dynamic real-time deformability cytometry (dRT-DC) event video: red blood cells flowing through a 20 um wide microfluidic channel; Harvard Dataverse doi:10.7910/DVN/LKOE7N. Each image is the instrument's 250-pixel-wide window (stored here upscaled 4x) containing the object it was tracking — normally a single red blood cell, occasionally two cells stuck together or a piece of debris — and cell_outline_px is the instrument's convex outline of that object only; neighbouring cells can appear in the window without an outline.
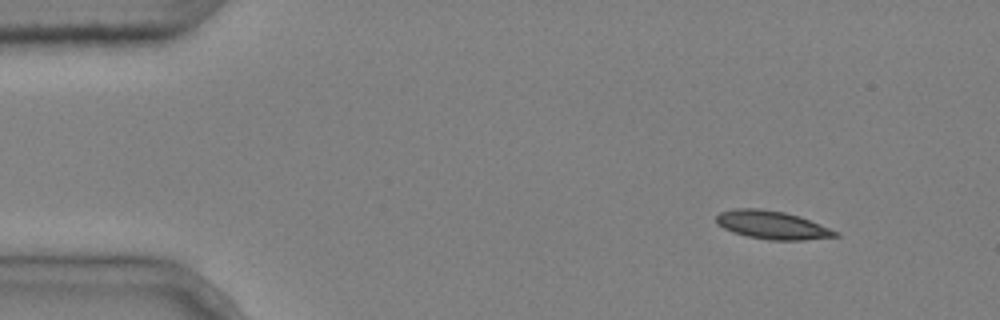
{"species": "common noctule bat (a hibernating species)", "species_latin": "Nyctalus noctula", "temperature_condition": "cold", "stored_images_in_passage": 5, "camera_frame_rate_fps": 3000, "um_per_image_px": 0.085, "animal": {"sex": "male", "body_mass_g": 20.4}, "frame": {"image": 1, "passage_image": 1, "time_ms": 0.0, "image_size_px": [1000, 320], "cell_outline_px": [[840, 236], [804, 240], [768, 240], [748, 236], [732, 232], [716, 224], [716, 216], [720, 212], [736, 208], [760, 208], [784, 212], [800, 216], [840, 232]], "centroid_in_image_um": [65.64, 19.12], "position_along_channel_um": 19.4, "area_um2": 19.71}}
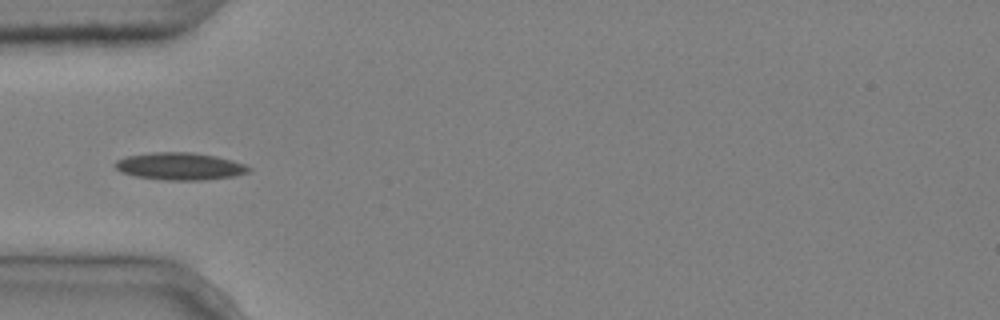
{"frame": {"image": 2, "passage_image": 4, "time_ms": 1.0, "image_size_px": [1000, 320], "cell_outline_px": [[252, 168], [248, 172], [236, 176], [200, 180], [164, 180], [136, 176], [120, 172], [116, 168], [116, 160], [124, 156], [152, 152], [192, 152], [216, 156], [232, 160], [244, 164]], "centroid_in_image_um": [15.28, 14.13], "position_along_channel_um": 69.7, "area_um2": 21.33}}